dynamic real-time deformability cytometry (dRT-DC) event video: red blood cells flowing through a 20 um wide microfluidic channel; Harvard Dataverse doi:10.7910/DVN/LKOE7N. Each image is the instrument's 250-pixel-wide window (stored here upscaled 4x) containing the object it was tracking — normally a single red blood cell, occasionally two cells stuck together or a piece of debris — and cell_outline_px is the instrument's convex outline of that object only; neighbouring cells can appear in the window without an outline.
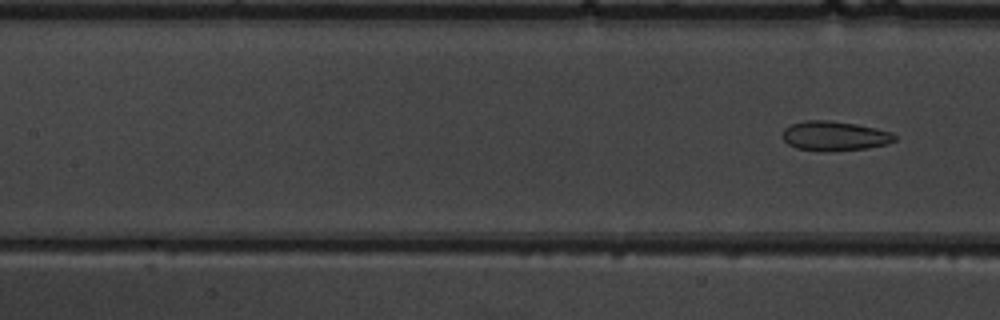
{"species": "common noctule bat (a hibernating species)", "species_latin": "Nyctalus noctula", "temperature_condition": "warm", "stored_images_in_passage": 7, "segment_of_instrument_passage": [2, 2], "camera_frame_rate_fps": 3000, "um_per_image_px": 0.085, "animal": {"sex": "male", "body_mass_g": 19.5, "forearm_length_mm": 54.6}, "frame": {"image": 1, "passage_image": 7, "time_ms": 7.667, "image_size_px": [1000, 320], "cell_outline_px": [[896, 140], [888, 144], [864, 148], [796, 148], [788, 144], [784, 140], [784, 128], [792, 124], [804, 120], [828, 120], [856, 124], [876, 128], [892, 132], [896, 136]], "centroid_in_image_um": [70.98, 11.49], "position_along_channel_um": 136.4, "area_um2": 18.32}}